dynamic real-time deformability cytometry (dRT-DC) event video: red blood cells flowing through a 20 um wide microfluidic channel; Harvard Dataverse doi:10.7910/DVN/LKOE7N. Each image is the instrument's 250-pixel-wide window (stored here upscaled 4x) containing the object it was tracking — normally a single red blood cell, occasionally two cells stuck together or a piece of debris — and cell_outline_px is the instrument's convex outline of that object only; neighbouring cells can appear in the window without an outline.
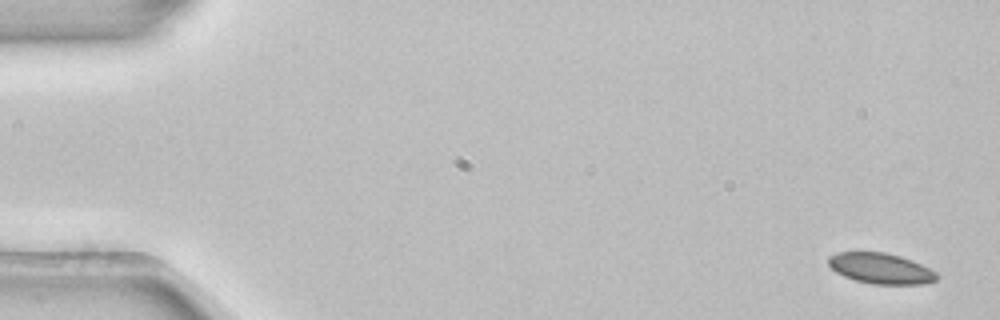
{"species": "common noctule bat (a hibernating species)", "species_latin": "Nyctalus noctula", "temperature_condition": "room temperature", "stored_images_in_passage": 4, "camera_frame_rate_fps": 3000, "um_per_image_px": 0.085, "animal": {"sex": "female", "body_mass_g": 22.7, "forearm_length_mm": 54.2}, "frame": {"image": 1, "passage_image": 1, "time_ms": 0.0, "image_size_px": [1000, 320], "cell_outline_px": [[940, 276], [936, 280], [924, 284], [872, 284], [856, 280], [844, 276], [836, 272], [828, 264], [828, 256], [836, 252], [884, 252], [900, 256], [912, 260], [936, 272]], "centroid_in_image_um": [74.86, 22.81], "position_along_channel_um": 10.1, "area_um2": 19.36}}
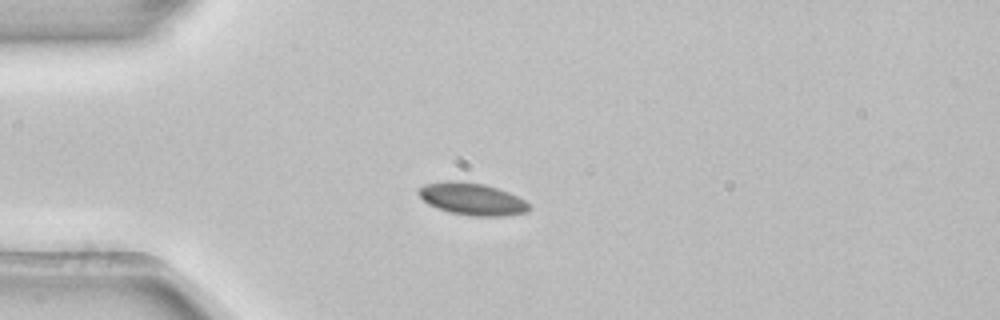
{"frame": {"image": 2, "passage_image": 3, "time_ms": 0.667, "image_size_px": [1000, 320], "cell_outline_px": [[532, 208], [528, 212], [504, 216], [472, 216], [448, 212], [436, 208], [428, 204], [416, 192], [424, 184], [444, 180], [456, 180], [484, 184], [508, 192], [524, 200]], "centroid_in_image_um": [40.1, 16.91], "position_along_channel_um": 44.9, "area_um2": 20.87}}
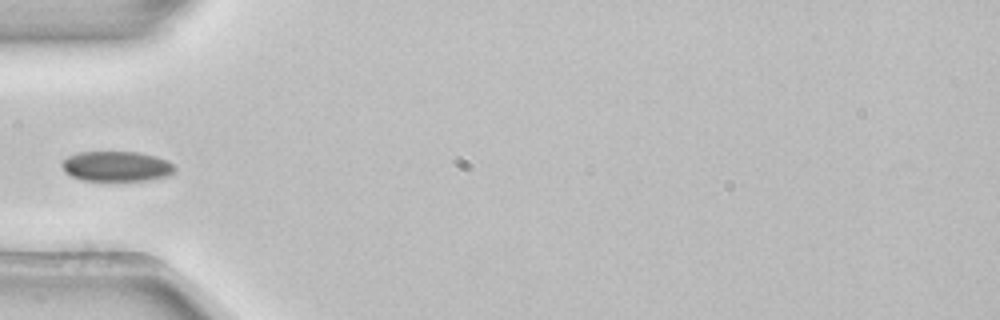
{"frame": {"image": 3, "passage_image": 4, "time_ms": 1.0, "image_size_px": [1000, 320], "cell_outline_px": [[176, 168], [168, 176], [148, 180], [84, 180], [72, 176], [64, 172], [60, 164], [68, 156], [80, 152], [136, 152], [156, 156], [168, 160]], "centroid_in_image_um": [9.9, 14.13], "position_along_channel_um": 75.1, "area_um2": 19.71}}